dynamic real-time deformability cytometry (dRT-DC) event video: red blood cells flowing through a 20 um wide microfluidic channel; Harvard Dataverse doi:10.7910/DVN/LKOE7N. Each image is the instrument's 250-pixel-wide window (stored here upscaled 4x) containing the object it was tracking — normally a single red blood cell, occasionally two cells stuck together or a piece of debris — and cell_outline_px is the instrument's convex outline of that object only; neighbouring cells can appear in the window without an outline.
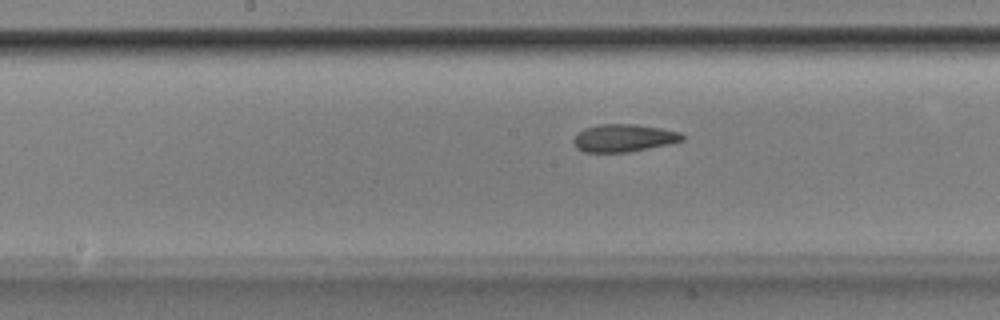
{"species": "Egyptian fruit bat (a non-hibernating species)", "species_latin": "Rousettus aegyptiacus", "temperature_condition": "room temperature", "stored_images_in_passage": 53, "camera_frame_rate_fps": 3000, "um_per_image_px": 0.085, "animal": {"sex": "male"}, "frame": {"image": 1, "passage_image": 27, "time_ms": 8.667, "image_size_px": [1000, 320], "cell_outline_px": [[684, 140], [668, 144], [628, 152], [584, 152], [576, 148], [572, 140], [584, 128], [600, 124], [636, 124], [660, 128], [680, 132], [684, 136]], "centroid_in_image_um": [53.01, 11.73], "position_along_channel_um": 195.2, "area_um2": 17.4}}
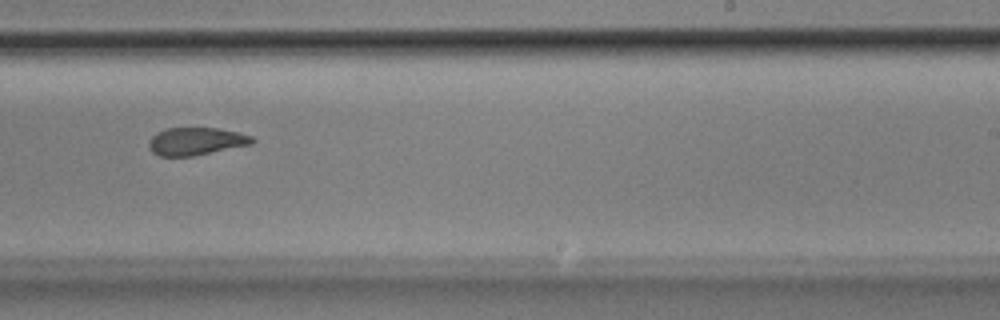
{"frame": {"image": 2, "passage_image": 33, "time_ms": 10.667, "image_size_px": [1000, 320], "cell_outline_px": [[256, 140], [252, 144], [192, 156], [160, 156], [152, 152], [148, 148], [148, 140], [156, 132], [168, 128], [220, 128], [252, 136]], "centroid_in_image_um": [16.63, 12.01], "position_along_channel_um": 272.4, "area_um2": 16.7}}
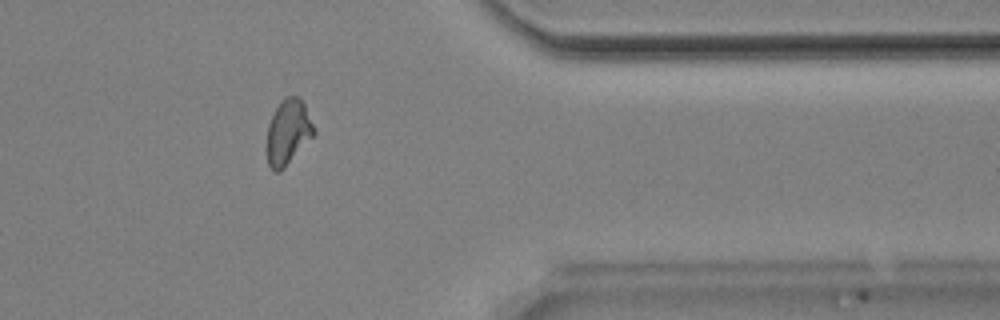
{"frame": {"image": 3, "passage_image": 43, "time_ms": 14.0, "image_size_px": [1000, 320], "cell_outline_px": [[316, 132], [284, 168], [280, 172], [276, 172], [268, 164], [264, 148], [268, 124], [276, 108], [284, 96], [300, 96], [304, 104]], "centroid_in_image_um": [24.43, 11.24], "position_along_channel_um": 387.0, "area_um2": 18.03}, "authors_computed_cell_mechanics": {"area_um2": 18.0336, "velocity_mm_per_s": 3.8955, "shape_relaxation_time_tau1_ms": 7.0033, "shape_relaxation_time_tau2_ms": 4.3273, "deformation_change_tau1": 0.2008, "deformation_change_tau2": 0.0897}}